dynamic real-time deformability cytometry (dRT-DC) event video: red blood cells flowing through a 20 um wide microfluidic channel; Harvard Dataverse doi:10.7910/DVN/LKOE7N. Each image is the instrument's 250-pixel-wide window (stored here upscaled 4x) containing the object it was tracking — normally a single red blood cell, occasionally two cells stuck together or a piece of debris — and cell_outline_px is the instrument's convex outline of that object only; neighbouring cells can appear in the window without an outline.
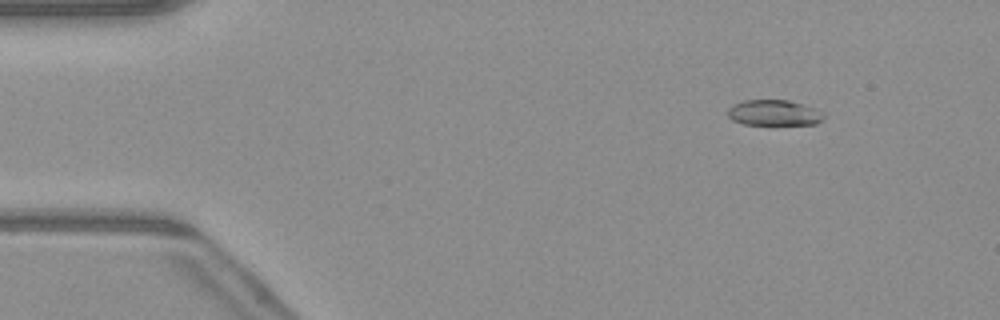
{"species": "common noctule bat (a hibernating species)", "species_latin": "Nyctalus noctula", "temperature_condition": "warm", "stored_images_in_passage": 52, "camera_frame_rate_fps": 3000, "um_per_image_px": 0.085, "animal": {"sex": "male", "body_mass_g": 23.1, "forearm_length_mm": 52.7}, "frame": {"image": 1, "passage_image": 7, "time_ms": 2.0, "image_size_px": [1000, 320], "cell_outline_px": [[824, 116], [816, 124], [744, 124], [732, 120], [728, 116], [728, 108], [732, 104], [744, 100], [788, 100], [804, 104], [824, 112]], "centroid_in_image_um": [65.77, 9.57], "position_along_channel_um": 19.2, "area_um2": 14.33}}
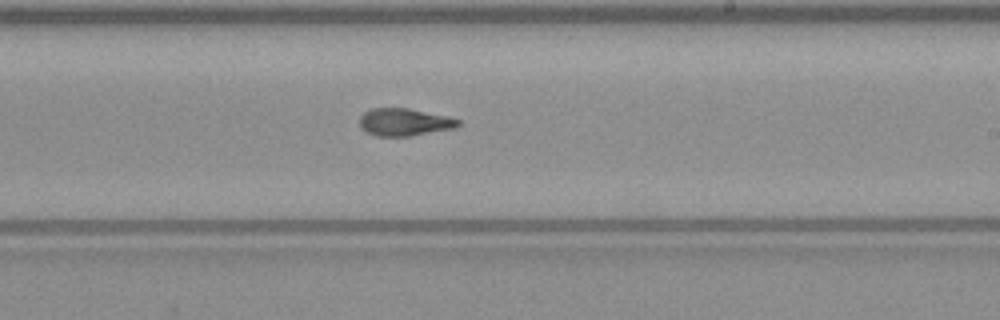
{"frame": {"image": 2, "passage_image": 31, "time_ms": 10.0, "image_size_px": [1000, 320], "cell_outline_px": [[460, 124], [456, 128], [408, 136], [376, 136], [360, 128], [360, 116], [364, 112], [372, 108], [408, 108], [448, 116], [460, 120]], "centroid_in_image_um": [34.37, 10.37], "position_along_channel_um": 254.6, "area_um2": 15.78}}
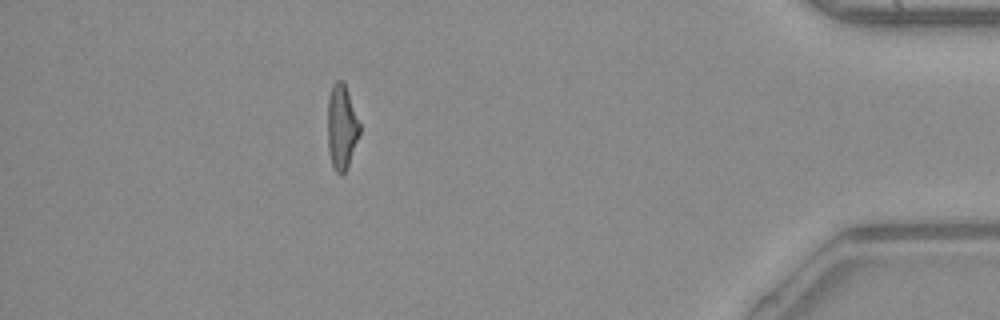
{"frame": {"image": 3, "passage_image": 46, "time_ms": 15.0, "image_size_px": [1000, 320], "cell_outline_px": [[360, 132], [348, 164], [344, 172], [340, 176], [336, 172], [332, 164], [328, 152], [328, 96], [332, 84], [336, 80], [340, 80], [344, 84], [360, 124]], "centroid_in_image_um": [29.02, 10.8], "position_along_channel_um": 406.2, "area_um2": 15.49}, "authors_computed_cell_mechanics": {"area_um2": 15.7794, "velocity_mm_per_s": 4.1005, "shape_relaxation_time_tau1_ms": null, "shape_relaxation_time_tau2_ms": 2.5028, "deformation_change_tau1": null, "deformation_change_tau2": 0.1054}}